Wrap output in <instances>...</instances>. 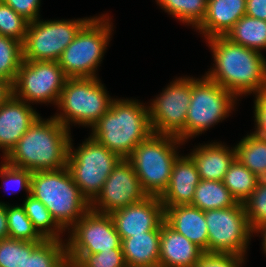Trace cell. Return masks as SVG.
<instances>
[{
	"mask_svg": "<svg viewBox=\"0 0 266 267\" xmlns=\"http://www.w3.org/2000/svg\"><path fill=\"white\" fill-rule=\"evenodd\" d=\"M67 79L56 61H23L12 86L13 95L29 104L57 105Z\"/></svg>",
	"mask_w": 266,
	"mask_h": 267,
	"instance_id": "12",
	"label": "cell"
},
{
	"mask_svg": "<svg viewBox=\"0 0 266 267\" xmlns=\"http://www.w3.org/2000/svg\"><path fill=\"white\" fill-rule=\"evenodd\" d=\"M66 244L62 240L25 241L23 267H67Z\"/></svg>",
	"mask_w": 266,
	"mask_h": 267,
	"instance_id": "24",
	"label": "cell"
},
{
	"mask_svg": "<svg viewBox=\"0 0 266 267\" xmlns=\"http://www.w3.org/2000/svg\"><path fill=\"white\" fill-rule=\"evenodd\" d=\"M237 203L222 181L201 179L195 189L192 206L208 211L229 208Z\"/></svg>",
	"mask_w": 266,
	"mask_h": 267,
	"instance_id": "26",
	"label": "cell"
},
{
	"mask_svg": "<svg viewBox=\"0 0 266 267\" xmlns=\"http://www.w3.org/2000/svg\"><path fill=\"white\" fill-rule=\"evenodd\" d=\"M71 141L72 138L66 167L82 195L91 203L122 158L91 136L75 150Z\"/></svg>",
	"mask_w": 266,
	"mask_h": 267,
	"instance_id": "8",
	"label": "cell"
},
{
	"mask_svg": "<svg viewBox=\"0 0 266 267\" xmlns=\"http://www.w3.org/2000/svg\"><path fill=\"white\" fill-rule=\"evenodd\" d=\"M23 61L22 43L0 35V78L13 86Z\"/></svg>",
	"mask_w": 266,
	"mask_h": 267,
	"instance_id": "31",
	"label": "cell"
},
{
	"mask_svg": "<svg viewBox=\"0 0 266 267\" xmlns=\"http://www.w3.org/2000/svg\"><path fill=\"white\" fill-rule=\"evenodd\" d=\"M204 251L165 221L160 230L159 264L165 267H194Z\"/></svg>",
	"mask_w": 266,
	"mask_h": 267,
	"instance_id": "19",
	"label": "cell"
},
{
	"mask_svg": "<svg viewBox=\"0 0 266 267\" xmlns=\"http://www.w3.org/2000/svg\"><path fill=\"white\" fill-rule=\"evenodd\" d=\"M67 260L77 267H127L122 249L87 255H67Z\"/></svg>",
	"mask_w": 266,
	"mask_h": 267,
	"instance_id": "35",
	"label": "cell"
},
{
	"mask_svg": "<svg viewBox=\"0 0 266 267\" xmlns=\"http://www.w3.org/2000/svg\"><path fill=\"white\" fill-rule=\"evenodd\" d=\"M31 174V171L10 166L5 161H3L0 167V177L2 178L3 184L6 186L10 183L11 185L15 184L18 186L19 191L25 189L27 195H30Z\"/></svg>",
	"mask_w": 266,
	"mask_h": 267,
	"instance_id": "37",
	"label": "cell"
},
{
	"mask_svg": "<svg viewBox=\"0 0 266 267\" xmlns=\"http://www.w3.org/2000/svg\"><path fill=\"white\" fill-rule=\"evenodd\" d=\"M254 118L256 130L254 135L266 139V91L255 94Z\"/></svg>",
	"mask_w": 266,
	"mask_h": 267,
	"instance_id": "40",
	"label": "cell"
},
{
	"mask_svg": "<svg viewBox=\"0 0 266 267\" xmlns=\"http://www.w3.org/2000/svg\"><path fill=\"white\" fill-rule=\"evenodd\" d=\"M110 216L120 239H125L148 231L161 230L165 209L159 196H148L136 204L112 212Z\"/></svg>",
	"mask_w": 266,
	"mask_h": 267,
	"instance_id": "16",
	"label": "cell"
},
{
	"mask_svg": "<svg viewBox=\"0 0 266 267\" xmlns=\"http://www.w3.org/2000/svg\"><path fill=\"white\" fill-rule=\"evenodd\" d=\"M113 100L97 77L68 78L57 102L62 112L53 117L69 130L71 123L92 127Z\"/></svg>",
	"mask_w": 266,
	"mask_h": 267,
	"instance_id": "6",
	"label": "cell"
},
{
	"mask_svg": "<svg viewBox=\"0 0 266 267\" xmlns=\"http://www.w3.org/2000/svg\"><path fill=\"white\" fill-rule=\"evenodd\" d=\"M67 255L96 254L122 249L121 239L110 214L89 209L70 229Z\"/></svg>",
	"mask_w": 266,
	"mask_h": 267,
	"instance_id": "14",
	"label": "cell"
},
{
	"mask_svg": "<svg viewBox=\"0 0 266 267\" xmlns=\"http://www.w3.org/2000/svg\"><path fill=\"white\" fill-rule=\"evenodd\" d=\"M121 248L127 267H145L159 264L160 230L121 239Z\"/></svg>",
	"mask_w": 266,
	"mask_h": 267,
	"instance_id": "23",
	"label": "cell"
},
{
	"mask_svg": "<svg viewBox=\"0 0 266 267\" xmlns=\"http://www.w3.org/2000/svg\"><path fill=\"white\" fill-rule=\"evenodd\" d=\"M191 101V77H179L152 101L149 109L153 134L177 137L184 142V128Z\"/></svg>",
	"mask_w": 266,
	"mask_h": 267,
	"instance_id": "13",
	"label": "cell"
},
{
	"mask_svg": "<svg viewBox=\"0 0 266 267\" xmlns=\"http://www.w3.org/2000/svg\"><path fill=\"white\" fill-rule=\"evenodd\" d=\"M29 21L0 0V35L25 41Z\"/></svg>",
	"mask_w": 266,
	"mask_h": 267,
	"instance_id": "34",
	"label": "cell"
},
{
	"mask_svg": "<svg viewBox=\"0 0 266 267\" xmlns=\"http://www.w3.org/2000/svg\"><path fill=\"white\" fill-rule=\"evenodd\" d=\"M261 233L262 237H263V242H262V246H263V250L264 253H266V225L256 229L253 233Z\"/></svg>",
	"mask_w": 266,
	"mask_h": 267,
	"instance_id": "44",
	"label": "cell"
},
{
	"mask_svg": "<svg viewBox=\"0 0 266 267\" xmlns=\"http://www.w3.org/2000/svg\"><path fill=\"white\" fill-rule=\"evenodd\" d=\"M16 13L23 16L27 21L32 22L39 17L41 0H2Z\"/></svg>",
	"mask_w": 266,
	"mask_h": 267,
	"instance_id": "39",
	"label": "cell"
},
{
	"mask_svg": "<svg viewBox=\"0 0 266 267\" xmlns=\"http://www.w3.org/2000/svg\"><path fill=\"white\" fill-rule=\"evenodd\" d=\"M200 180L192 158L180 155L173 165L167 188L159 196L161 203L164 207L191 205Z\"/></svg>",
	"mask_w": 266,
	"mask_h": 267,
	"instance_id": "18",
	"label": "cell"
},
{
	"mask_svg": "<svg viewBox=\"0 0 266 267\" xmlns=\"http://www.w3.org/2000/svg\"><path fill=\"white\" fill-rule=\"evenodd\" d=\"M195 162L200 179L223 181L225 173L236 159L233 149L219 142L198 146L189 154Z\"/></svg>",
	"mask_w": 266,
	"mask_h": 267,
	"instance_id": "22",
	"label": "cell"
},
{
	"mask_svg": "<svg viewBox=\"0 0 266 267\" xmlns=\"http://www.w3.org/2000/svg\"><path fill=\"white\" fill-rule=\"evenodd\" d=\"M40 115L23 100L12 96L0 105V149L3 158L14 148L20 138Z\"/></svg>",
	"mask_w": 266,
	"mask_h": 267,
	"instance_id": "17",
	"label": "cell"
},
{
	"mask_svg": "<svg viewBox=\"0 0 266 267\" xmlns=\"http://www.w3.org/2000/svg\"><path fill=\"white\" fill-rule=\"evenodd\" d=\"M244 260L239 255L204 252L194 267H241Z\"/></svg>",
	"mask_w": 266,
	"mask_h": 267,
	"instance_id": "38",
	"label": "cell"
},
{
	"mask_svg": "<svg viewBox=\"0 0 266 267\" xmlns=\"http://www.w3.org/2000/svg\"><path fill=\"white\" fill-rule=\"evenodd\" d=\"M183 143L174 136L152 134L127 158L148 196H160L167 188L173 165L179 157L177 145Z\"/></svg>",
	"mask_w": 266,
	"mask_h": 267,
	"instance_id": "5",
	"label": "cell"
},
{
	"mask_svg": "<svg viewBox=\"0 0 266 267\" xmlns=\"http://www.w3.org/2000/svg\"><path fill=\"white\" fill-rule=\"evenodd\" d=\"M145 267H165V266L158 264V265H154V266H145Z\"/></svg>",
	"mask_w": 266,
	"mask_h": 267,
	"instance_id": "45",
	"label": "cell"
},
{
	"mask_svg": "<svg viewBox=\"0 0 266 267\" xmlns=\"http://www.w3.org/2000/svg\"><path fill=\"white\" fill-rule=\"evenodd\" d=\"M25 263V241L13 238L0 240V267H23Z\"/></svg>",
	"mask_w": 266,
	"mask_h": 267,
	"instance_id": "36",
	"label": "cell"
},
{
	"mask_svg": "<svg viewBox=\"0 0 266 267\" xmlns=\"http://www.w3.org/2000/svg\"><path fill=\"white\" fill-rule=\"evenodd\" d=\"M8 237L9 235L6 215V204L0 202V240Z\"/></svg>",
	"mask_w": 266,
	"mask_h": 267,
	"instance_id": "42",
	"label": "cell"
},
{
	"mask_svg": "<svg viewBox=\"0 0 266 267\" xmlns=\"http://www.w3.org/2000/svg\"><path fill=\"white\" fill-rule=\"evenodd\" d=\"M91 128L94 140L123 159L153 134L148 107L131 99L115 98L110 109Z\"/></svg>",
	"mask_w": 266,
	"mask_h": 267,
	"instance_id": "3",
	"label": "cell"
},
{
	"mask_svg": "<svg viewBox=\"0 0 266 267\" xmlns=\"http://www.w3.org/2000/svg\"><path fill=\"white\" fill-rule=\"evenodd\" d=\"M71 131L54 117L35 120L4 158L13 167L31 172L54 171L66 167Z\"/></svg>",
	"mask_w": 266,
	"mask_h": 267,
	"instance_id": "2",
	"label": "cell"
},
{
	"mask_svg": "<svg viewBox=\"0 0 266 267\" xmlns=\"http://www.w3.org/2000/svg\"><path fill=\"white\" fill-rule=\"evenodd\" d=\"M236 159L260 179H266V139L251 133L235 146Z\"/></svg>",
	"mask_w": 266,
	"mask_h": 267,
	"instance_id": "27",
	"label": "cell"
},
{
	"mask_svg": "<svg viewBox=\"0 0 266 267\" xmlns=\"http://www.w3.org/2000/svg\"><path fill=\"white\" fill-rule=\"evenodd\" d=\"M30 195L47 207L64 230L70 229L90 209L89 201L82 195L67 167L32 172Z\"/></svg>",
	"mask_w": 266,
	"mask_h": 267,
	"instance_id": "4",
	"label": "cell"
},
{
	"mask_svg": "<svg viewBox=\"0 0 266 267\" xmlns=\"http://www.w3.org/2000/svg\"><path fill=\"white\" fill-rule=\"evenodd\" d=\"M67 267H77L75 264L68 263Z\"/></svg>",
	"mask_w": 266,
	"mask_h": 267,
	"instance_id": "46",
	"label": "cell"
},
{
	"mask_svg": "<svg viewBox=\"0 0 266 267\" xmlns=\"http://www.w3.org/2000/svg\"><path fill=\"white\" fill-rule=\"evenodd\" d=\"M259 180V177L235 159L225 173L222 182L236 201L243 203L256 189Z\"/></svg>",
	"mask_w": 266,
	"mask_h": 267,
	"instance_id": "29",
	"label": "cell"
},
{
	"mask_svg": "<svg viewBox=\"0 0 266 267\" xmlns=\"http://www.w3.org/2000/svg\"><path fill=\"white\" fill-rule=\"evenodd\" d=\"M246 0H207L206 16L196 28L205 38L225 36L244 15Z\"/></svg>",
	"mask_w": 266,
	"mask_h": 267,
	"instance_id": "21",
	"label": "cell"
},
{
	"mask_svg": "<svg viewBox=\"0 0 266 267\" xmlns=\"http://www.w3.org/2000/svg\"><path fill=\"white\" fill-rule=\"evenodd\" d=\"M208 231V253L245 257L253 232L242 202L222 209L204 211Z\"/></svg>",
	"mask_w": 266,
	"mask_h": 267,
	"instance_id": "11",
	"label": "cell"
},
{
	"mask_svg": "<svg viewBox=\"0 0 266 267\" xmlns=\"http://www.w3.org/2000/svg\"><path fill=\"white\" fill-rule=\"evenodd\" d=\"M13 94L12 85L2 78H0V105L5 103Z\"/></svg>",
	"mask_w": 266,
	"mask_h": 267,
	"instance_id": "43",
	"label": "cell"
},
{
	"mask_svg": "<svg viewBox=\"0 0 266 267\" xmlns=\"http://www.w3.org/2000/svg\"><path fill=\"white\" fill-rule=\"evenodd\" d=\"M215 67L205 75L236 97L266 91V59L253 49L231 42L225 36L206 39Z\"/></svg>",
	"mask_w": 266,
	"mask_h": 267,
	"instance_id": "1",
	"label": "cell"
},
{
	"mask_svg": "<svg viewBox=\"0 0 266 267\" xmlns=\"http://www.w3.org/2000/svg\"><path fill=\"white\" fill-rule=\"evenodd\" d=\"M164 221L208 253V231L204 211L192 205L164 207Z\"/></svg>",
	"mask_w": 266,
	"mask_h": 267,
	"instance_id": "20",
	"label": "cell"
},
{
	"mask_svg": "<svg viewBox=\"0 0 266 267\" xmlns=\"http://www.w3.org/2000/svg\"><path fill=\"white\" fill-rule=\"evenodd\" d=\"M246 15L266 21V0H246Z\"/></svg>",
	"mask_w": 266,
	"mask_h": 267,
	"instance_id": "41",
	"label": "cell"
},
{
	"mask_svg": "<svg viewBox=\"0 0 266 267\" xmlns=\"http://www.w3.org/2000/svg\"><path fill=\"white\" fill-rule=\"evenodd\" d=\"M34 229L44 240H62L60 234L65 231L52 217L47 207L32 195H28L21 205Z\"/></svg>",
	"mask_w": 266,
	"mask_h": 267,
	"instance_id": "28",
	"label": "cell"
},
{
	"mask_svg": "<svg viewBox=\"0 0 266 267\" xmlns=\"http://www.w3.org/2000/svg\"><path fill=\"white\" fill-rule=\"evenodd\" d=\"M173 18L197 28L206 16L207 0H156Z\"/></svg>",
	"mask_w": 266,
	"mask_h": 267,
	"instance_id": "30",
	"label": "cell"
},
{
	"mask_svg": "<svg viewBox=\"0 0 266 267\" xmlns=\"http://www.w3.org/2000/svg\"><path fill=\"white\" fill-rule=\"evenodd\" d=\"M231 42L260 53L266 49V21L244 15L225 35Z\"/></svg>",
	"mask_w": 266,
	"mask_h": 267,
	"instance_id": "25",
	"label": "cell"
},
{
	"mask_svg": "<svg viewBox=\"0 0 266 267\" xmlns=\"http://www.w3.org/2000/svg\"><path fill=\"white\" fill-rule=\"evenodd\" d=\"M9 238L29 242H42L44 239L34 229L32 221L26 215L22 206L6 204Z\"/></svg>",
	"mask_w": 266,
	"mask_h": 267,
	"instance_id": "32",
	"label": "cell"
},
{
	"mask_svg": "<svg viewBox=\"0 0 266 267\" xmlns=\"http://www.w3.org/2000/svg\"><path fill=\"white\" fill-rule=\"evenodd\" d=\"M109 16L91 18L65 48L58 64L68 78H95L112 35ZM96 74V75H95Z\"/></svg>",
	"mask_w": 266,
	"mask_h": 267,
	"instance_id": "7",
	"label": "cell"
},
{
	"mask_svg": "<svg viewBox=\"0 0 266 267\" xmlns=\"http://www.w3.org/2000/svg\"><path fill=\"white\" fill-rule=\"evenodd\" d=\"M252 232L266 225V179H260L256 189L243 201Z\"/></svg>",
	"mask_w": 266,
	"mask_h": 267,
	"instance_id": "33",
	"label": "cell"
},
{
	"mask_svg": "<svg viewBox=\"0 0 266 267\" xmlns=\"http://www.w3.org/2000/svg\"><path fill=\"white\" fill-rule=\"evenodd\" d=\"M148 197L128 159H121L113 168L90 209L105 214L136 204Z\"/></svg>",
	"mask_w": 266,
	"mask_h": 267,
	"instance_id": "15",
	"label": "cell"
},
{
	"mask_svg": "<svg viewBox=\"0 0 266 267\" xmlns=\"http://www.w3.org/2000/svg\"><path fill=\"white\" fill-rule=\"evenodd\" d=\"M237 97L207 76L191 78V101L184 128V142L224 120Z\"/></svg>",
	"mask_w": 266,
	"mask_h": 267,
	"instance_id": "9",
	"label": "cell"
},
{
	"mask_svg": "<svg viewBox=\"0 0 266 267\" xmlns=\"http://www.w3.org/2000/svg\"><path fill=\"white\" fill-rule=\"evenodd\" d=\"M91 19L29 22L23 45L24 61H58L80 29Z\"/></svg>",
	"mask_w": 266,
	"mask_h": 267,
	"instance_id": "10",
	"label": "cell"
}]
</instances>
